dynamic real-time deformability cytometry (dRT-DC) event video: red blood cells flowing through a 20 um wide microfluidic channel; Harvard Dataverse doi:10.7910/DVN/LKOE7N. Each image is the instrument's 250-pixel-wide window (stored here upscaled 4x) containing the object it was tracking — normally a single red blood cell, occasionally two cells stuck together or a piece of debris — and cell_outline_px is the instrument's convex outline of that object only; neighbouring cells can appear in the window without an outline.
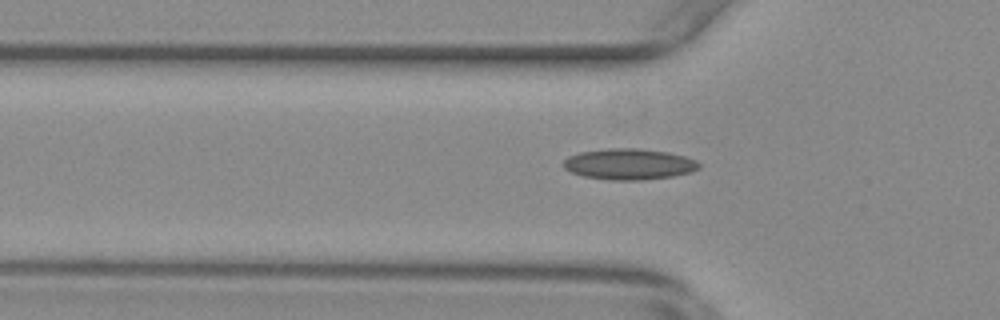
{"species": "common noctule bat (a hibernating species)", "species_latin": "Nyctalus noctula", "temperature_condition": "warm", "stored_images_in_passage": 35, "camera_frame_rate_fps": 3000, "um_per_image_px": 0.085, "animal": {"sex": "female", "body_mass_g": 29.2, "forearm_length_mm": 56.3}, "frame": {"image": 1, "passage_image": 3, "time_ms": 0.667, "image_size_px": [1000, 320], "cell_outline_px": [[700, 168], [692, 172], [672, 176], [640, 180], [608, 180], [584, 176], [572, 172], [564, 168], [564, 160], [568, 156], [580, 152], [608, 148], [640, 148], [668, 152], [684, 156], [696, 160], [700, 164]], "centroid_in_image_um": [53.48, 13.94], "position_along_channel_um": 72.3, "area_um2": 24.51}}
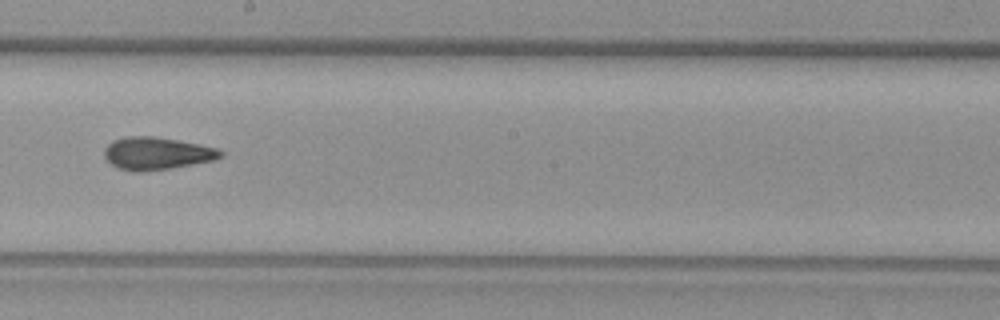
{"frame": {"image": 2, "passage_image": 16, "time_ms": 5.0, "image_size_px": [1000, 320], "cell_outline_px": [[224, 156], [216, 160], [144, 172], [132, 172], [116, 168], [104, 156], [104, 148], [112, 140], [124, 136], [152, 136], [200, 144], [220, 148], [224, 152]], "centroid_in_image_um": [13.33, 13.04], "position_along_channel_um": 234.9, "area_um2": 22.31}}
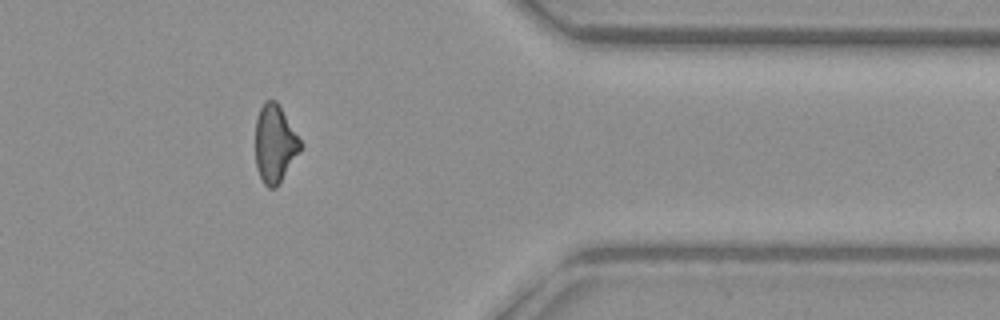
{"frame": {"image": 3, "passage_image": 30, "time_ms": 9.667, "image_size_px": [1000, 320], "cell_outline_px": [[304, 144], [300, 152], [276, 188], [268, 188], [264, 184], [256, 168], [256, 120], [260, 108], [264, 100], [276, 100]], "centroid_in_image_um": [23.38, 12.22], "position_along_channel_um": 388.0, "area_um2": 20.52}, "authors_computed_cell_mechanics": {"area_um2": 21.4438, "velocity_mm_per_s": 3.7399, "shape_relaxation_time_tau1_ms": null, "shape_relaxation_time_tau2_ms": 2.9795, "deformation_change_tau1": null, "deformation_change_tau2": 0.112}}